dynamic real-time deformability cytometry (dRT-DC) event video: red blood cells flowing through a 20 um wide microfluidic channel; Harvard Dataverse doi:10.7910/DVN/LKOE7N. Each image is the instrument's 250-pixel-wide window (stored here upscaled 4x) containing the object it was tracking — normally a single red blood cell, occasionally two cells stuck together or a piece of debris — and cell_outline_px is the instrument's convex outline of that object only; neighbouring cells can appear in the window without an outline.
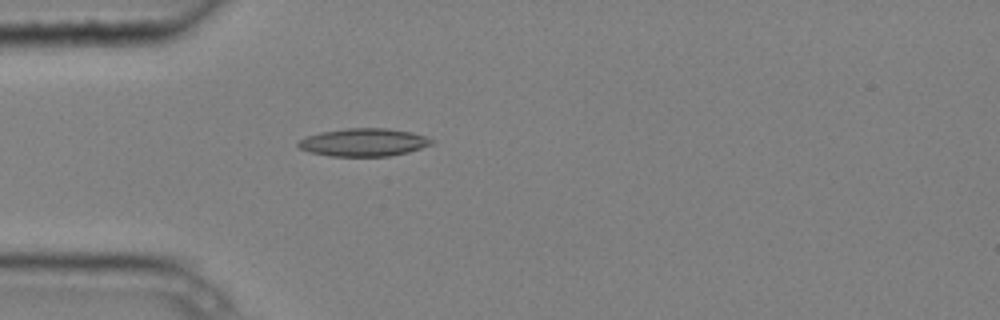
{"species": "common noctule bat (a hibernating species)", "species_latin": "Nyctalus noctula", "temperature_condition": "cold", "stored_images_in_passage": 2, "camera_frame_rate_fps": 3000, "um_per_image_px": 0.085, "animal": {"sex": "male", "body_mass_g": 20.4}, "frame": {"image": 1, "passage_image": 2, "time_ms": 0.333, "image_size_px": [1000, 320], "cell_outline_px": [[436, 144], [408, 152], [388, 156], [328, 156], [308, 152], [300, 148], [296, 144], [304, 136], [320, 132], [348, 128], [384, 128], [412, 132], [436, 140]], "centroid_in_image_um": [30.93, 12.1], "position_along_channel_um": 54.1, "area_um2": 21.91}}